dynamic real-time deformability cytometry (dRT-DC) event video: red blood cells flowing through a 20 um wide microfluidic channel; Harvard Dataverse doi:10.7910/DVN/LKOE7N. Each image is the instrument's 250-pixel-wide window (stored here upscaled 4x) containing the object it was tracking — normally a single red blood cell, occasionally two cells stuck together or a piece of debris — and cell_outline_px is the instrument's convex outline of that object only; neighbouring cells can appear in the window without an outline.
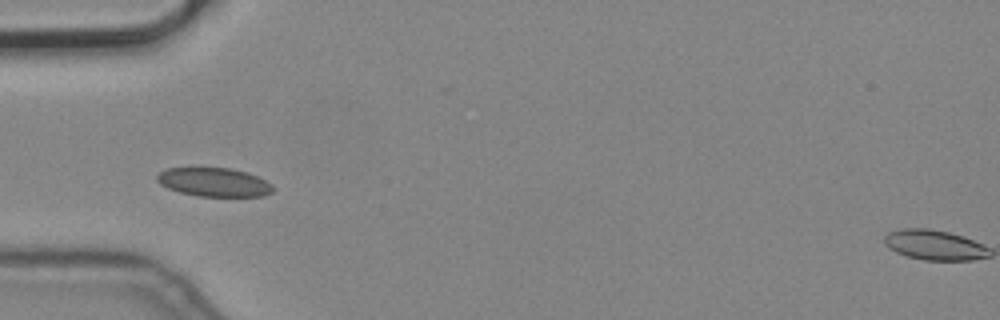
{"species": "common noctule bat (a hibernating species)", "species_latin": "Nyctalus noctula", "temperature_condition": "cold", "stored_images_in_passage": 9, "camera_frame_rate_fps": 3000, "um_per_image_px": 0.085, "animal": {"sex": "male", "body_mass_g": 19.2, "forearm_length_mm": 51.8}, "frame": {"image": 1, "passage_image": 4, "time_ms": 1.0, "image_size_px": [1000, 320], "cell_outline_px": [[276, 188], [272, 192], [264, 196], [196, 196], [180, 192], [168, 188], [160, 184], [156, 180], [156, 176], [160, 172], [168, 168], [200, 164], [228, 168], [248, 172], [272, 184]], "centroid_in_image_um": [18.15, 15.43], "position_along_channel_um": 66.8, "area_um2": 20.29}}
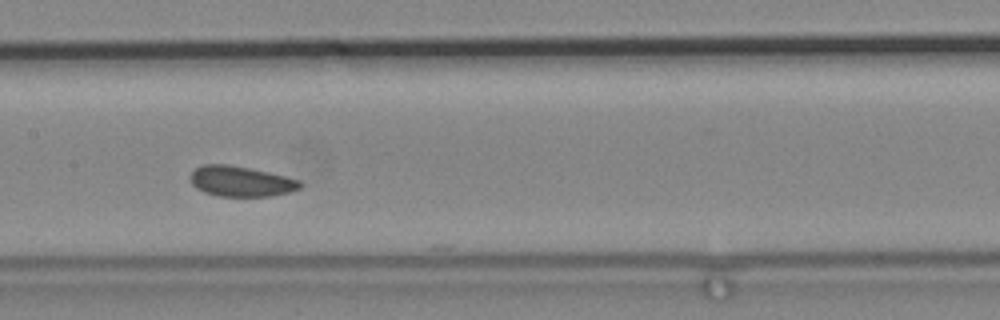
{"frame": {"image": 2, "passage_image": 7, "time_ms": 2.0, "image_size_px": [1000, 320], "cell_outline_px": [[304, 184], [300, 188], [288, 192], [272, 196], [216, 196], [204, 192], [196, 188], [192, 184], [188, 176], [196, 168], [204, 164], [228, 164], [268, 172], [300, 180]], "centroid_in_image_um": [20.45, 15.41], "position_along_channel_um": 186.9, "area_um2": 19.48}}
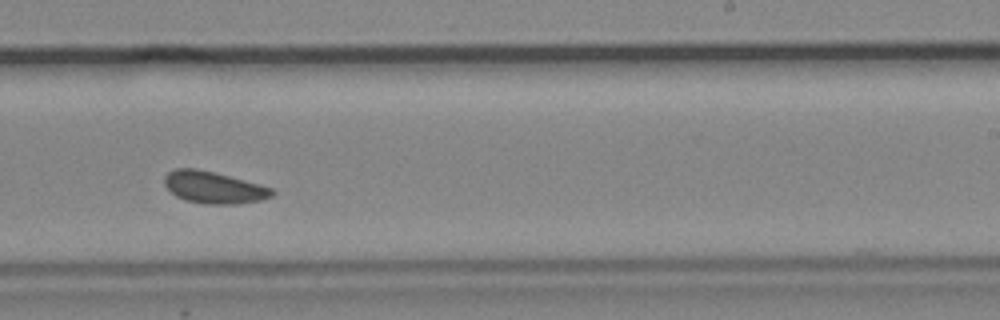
{"frame": {"image": 3, "passage_image": 9, "time_ms": 2.667, "image_size_px": [1000, 320], "cell_outline_px": [[276, 192], [272, 196], [260, 200], [236, 204], [204, 204], [184, 200], [176, 196], [164, 184], [164, 176], [168, 172], [176, 168], [196, 168], [228, 176], [272, 188]], "centroid_in_image_um": [18.14, 15.94], "position_along_channel_um": 270.9, "area_um2": 19.83}}